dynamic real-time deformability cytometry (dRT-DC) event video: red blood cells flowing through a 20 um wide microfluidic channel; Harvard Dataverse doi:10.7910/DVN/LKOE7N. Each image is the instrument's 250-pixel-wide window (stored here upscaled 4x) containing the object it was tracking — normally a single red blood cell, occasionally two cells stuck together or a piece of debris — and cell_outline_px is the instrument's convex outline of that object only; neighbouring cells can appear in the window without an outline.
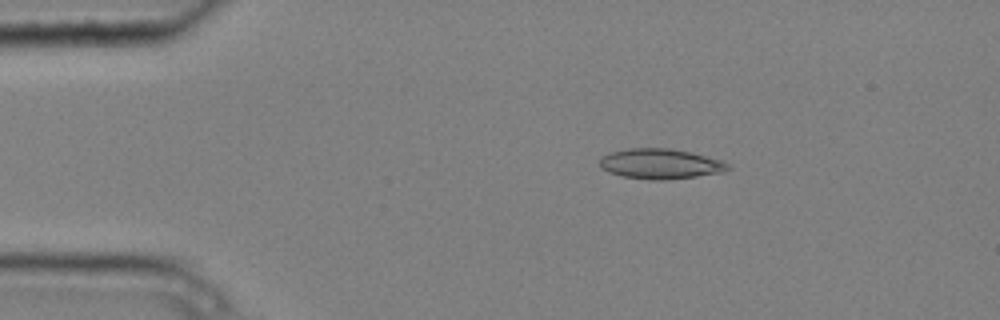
{"species": "common noctule bat (a hibernating species)", "species_latin": "Nyctalus noctula", "temperature_condition": "cold", "stored_images_in_passage": 4, "camera_frame_rate_fps": 3000, "um_per_image_px": 0.085, "animal": {"sex": "male", "body_mass_g": 20.4}, "frame": {"image": 1, "passage_image": 2, "time_ms": 0.333, "image_size_px": [1000, 320], "cell_outline_px": [[732, 168], [724, 172], [696, 176], [664, 180], [652, 180], [624, 176], [608, 172], [600, 168], [600, 156], [608, 152], [628, 148], [668, 148], [688, 152], [724, 160]], "centroid_in_image_um": [56.12, 13.92], "position_along_channel_um": 28.9, "area_um2": 22.66}}
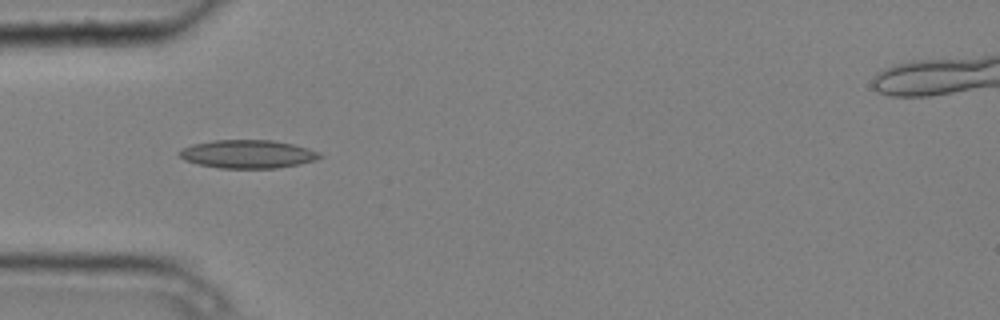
{"frame": {"image": 2, "passage_image": 4, "time_ms": 1.0, "image_size_px": [1000, 320], "cell_outline_px": [[324, 156], [316, 160], [300, 164], [276, 168], [220, 168], [200, 164], [184, 160], [180, 156], [180, 152], [184, 148], [192, 144], [212, 140], [272, 140], [292, 144], [308, 148]], "centroid_in_image_um": [21.08, 13.09], "position_along_channel_um": 63.9, "area_um2": 22.95}}